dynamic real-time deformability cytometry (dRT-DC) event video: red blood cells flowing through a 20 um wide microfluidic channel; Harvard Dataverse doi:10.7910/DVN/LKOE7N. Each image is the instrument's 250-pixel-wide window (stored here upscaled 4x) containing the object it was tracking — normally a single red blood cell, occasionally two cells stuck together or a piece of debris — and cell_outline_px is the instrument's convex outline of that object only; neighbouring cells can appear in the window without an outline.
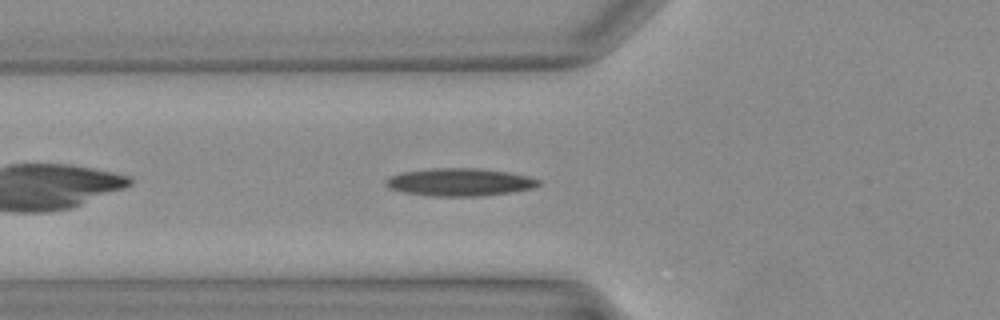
{"species": "Egyptian fruit bat (a non-hibernating species)", "species_latin": "Rousettus aegyptiacus", "temperature_condition": "warm", "stored_images_in_passage": 25, "camera_frame_rate_fps": 3000, "um_per_image_px": 0.085, "animal": {"sex": "female"}, "frame": {"image": 1, "passage_image": 4, "time_ms": 1.0, "image_size_px": [1000, 320], "cell_outline_px": [[540, 184], [532, 188], [508, 192], [476, 196], [436, 196], [404, 192], [392, 188], [384, 184], [384, 180], [388, 176], [400, 172], [432, 168], [480, 168], [508, 172], [528, 176], [540, 180]], "centroid_in_image_um": [39.03, 15.46], "position_along_channel_um": 86.8, "area_um2": 24.51}}